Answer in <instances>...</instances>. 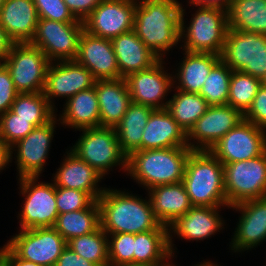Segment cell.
Listing matches in <instances>:
<instances>
[{
	"mask_svg": "<svg viewBox=\"0 0 266 266\" xmlns=\"http://www.w3.org/2000/svg\"><path fill=\"white\" fill-rule=\"evenodd\" d=\"M75 61L86 67L96 80L121 78L111 39L83 31Z\"/></svg>",
	"mask_w": 266,
	"mask_h": 266,
	"instance_id": "ffe728a7",
	"label": "cell"
},
{
	"mask_svg": "<svg viewBox=\"0 0 266 266\" xmlns=\"http://www.w3.org/2000/svg\"><path fill=\"white\" fill-rule=\"evenodd\" d=\"M95 201L87 192L56 187V203L59 215L89 208Z\"/></svg>",
	"mask_w": 266,
	"mask_h": 266,
	"instance_id": "60d3db41",
	"label": "cell"
},
{
	"mask_svg": "<svg viewBox=\"0 0 266 266\" xmlns=\"http://www.w3.org/2000/svg\"><path fill=\"white\" fill-rule=\"evenodd\" d=\"M242 120L244 115L230 105L209 106L187 133L188 147L193 151H209Z\"/></svg>",
	"mask_w": 266,
	"mask_h": 266,
	"instance_id": "2e32d148",
	"label": "cell"
},
{
	"mask_svg": "<svg viewBox=\"0 0 266 266\" xmlns=\"http://www.w3.org/2000/svg\"><path fill=\"white\" fill-rule=\"evenodd\" d=\"M107 235L109 266L133 265L134 234L117 233Z\"/></svg>",
	"mask_w": 266,
	"mask_h": 266,
	"instance_id": "ab89813d",
	"label": "cell"
},
{
	"mask_svg": "<svg viewBox=\"0 0 266 266\" xmlns=\"http://www.w3.org/2000/svg\"><path fill=\"white\" fill-rule=\"evenodd\" d=\"M192 151L188 146L135 151L127 158V175L146 190L182 182Z\"/></svg>",
	"mask_w": 266,
	"mask_h": 266,
	"instance_id": "3957f363",
	"label": "cell"
},
{
	"mask_svg": "<svg viewBox=\"0 0 266 266\" xmlns=\"http://www.w3.org/2000/svg\"><path fill=\"white\" fill-rule=\"evenodd\" d=\"M51 119H23L10 109L0 115V138L10 146L26 137L35 127L49 122Z\"/></svg>",
	"mask_w": 266,
	"mask_h": 266,
	"instance_id": "f35d334b",
	"label": "cell"
},
{
	"mask_svg": "<svg viewBox=\"0 0 266 266\" xmlns=\"http://www.w3.org/2000/svg\"><path fill=\"white\" fill-rule=\"evenodd\" d=\"M101 227L100 208L95 201L89 208L58 215L53 228L68 242Z\"/></svg>",
	"mask_w": 266,
	"mask_h": 266,
	"instance_id": "d6a6232c",
	"label": "cell"
},
{
	"mask_svg": "<svg viewBox=\"0 0 266 266\" xmlns=\"http://www.w3.org/2000/svg\"><path fill=\"white\" fill-rule=\"evenodd\" d=\"M11 146L0 138V172L12 162Z\"/></svg>",
	"mask_w": 266,
	"mask_h": 266,
	"instance_id": "681fc988",
	"label": "cell"
},
{
	"mask_svg": "<svg viewBox=\"0 0 266 266\" xmlns=\"http://www.w3.org/2000/svg\"><path fill=\"white\" fill-rule=\"evenodd\" d=\"M73 16L83 21L103 0H63Z\"/></svg>",
	"mask_w": 266,
	"mask_h": 266,
	"instance_id": "f6af8a7d",
	"label": "cell"
},
{
	"mask_svg": "<svg viewBox=\"0 0 266 266\" xmlns=\"http://www.w3.org/2000/svg\"><path fill=\"white\" fill-rule=\"evenodd\" d=\"M182 182L193 206L228 207L223 164L210 151L190 153Z\"/></svg>",
	"mask_w": 266,
	"mask_h": 266,
	"instance_id": "277c9868",
	"label": "cell"
},
{
	"mask_svg": "<svg viewBox=\"0 0 266 266\" xmlns=\"http://www.w3.org/2000/svg\"><path fill=\"white\" fill-rule=\"evenodd\" d=\"M262 84L266 86V76L262 79Z\"/></svg>",
	"mask_w": 266,
	"mask_h": 266,
	"instance_id": "db71d44e",
	"label": "cell"
},
{
	"mask_svg": "<svg viewBox=\"0 0 266 266\" xmlns=\"http://www.w3.org/2000/svg\"><path fill=\"white\" fill-rule=\"evenodd\" d=\"M10 110L23 119H52L56 115L43 92L19 93Z\"/></svg>",
	"mask_w": 266,
	"mask_h": 266,
	"instance_id": "74e56055",
	"label": "cell"
},
{
	"mask_svg": "<svg viewBox=\"0 0 266 266\" xmlns=\"http://www.w3.org/2000/svg\"><path fill=\"white\" fill-rule=\"evenodd\" d=\"M154 110L150 106L131 102L120 123L115 127L121 150L127 157L141 150L143 130Z\"/></svg>",
	"mask_w": 266,
	"mask_h": 266,
	"instance_id": "f546056e",
	"label": "cell"
},
{
	"mask_svg": "<svg viewBox=\"0 0 266 266\" xmlns=\"http://www.w3.org/2000/svg\"><path fill=\"white\" fill-rule=\"evenodd\" d=\"M220 58L232 71L262 80L266 76V35L228 29Z\"/></svg>",
	"mask_w": 266,
	"mask_h": 266,
	"instance_id": "52a82bcc",
	"label": "cell"
},
{
	"mask_svg": "<svg viewBox=\"0 0 266 266\" xmlns=\"http://www.w3.org/2000/svg\"><path fill=\"white\" fill-rule=\"evenodd\" d=\"M67 245L96 266H109L108 235L101 227L89 234L72 238Z\"/></svg>",
	"mask_w": 266,
	"mask_h": 266,
	"instance_id": "e575fe53",
	"label": "cell"
},
{
	"mask_svg": "<svg viewBox=\"0 0 266 266\" xmlns=\"http://www.w3.org/2000/svg\"><path fill=\"white\" fill-rule=\"evenodd\" d=\"M195 266H218V264L212 263L211 260H203V262L201 261V263L199 264H195ZM221 266V265H220Z\"/></svg>",
	"mask_w": 266,
	"mask_h": 266,
	"instance_id": "f5cc1de1",
	"label": "cell"
},
{
	"mask_svg": "<svg viewBox=\"0 0 266 266\" xmlns=\"http://www.w3.org/2000/svg\"><path fill=\"white\" fill-rule=\"evenodd\" d=\"M121 266H141V265H121Z\"/></svg>",
	"mask_w": 266,
	"mask_h": 266,
	"instance_id": "9f6ffc18",
	"label": "cell"
},
{
	"mask_svg": "<svg viewBox=\"0 0 266 266\" xmlns=\"http://www.w3.org/2000/svg\"><path fill=\"white\" fill-rule=\"evenodd\" d=\"M56 118L57 115L46 124L35 127L26 137L11 146L12 159L16 157L18 178L40 177L43 173L58 121Z\"/></svg>",
	"mask_w": 266,
	"mask_h": 266,
	"instance_id": "5bb4252c",
	"label": "cell"
},
{
	"mask_svg": "<svg viewBox=\"0 0 266 266\" xmlns=\"http://www.w3.org/2000/svg\"><path fill=\"white\" fill-rule=\"evenodd\" d=\"M232 0H189L190 5L218 7L224 10H228Z\"/></svg>",
	"mask_w": 266,
	"mask_h": 266,
	"instance_id": "f907efd6",
	"label": "cell"
},
{
	"mask_svg": "<svg viewBox=\"0 0 266 266\" xmlns=\"http://www.w3.org/2000/svg\"><path fill=\"white\" fill-rule=\"evenodd\" d=\"M261 85V79L242 71H232L227 105L239 110L244 115L252 105Z\"/></svg>",
	"mask_w": 266,
	"mask_h": 266,
	"instance_id": "8d00e7d4",
	"label": "cell"
},
{
	"mask_svg": "<svg viewBox=\"0 0 266 266\" xmlns=\"http://www.w3.org/2000/svg\"><path fill=\"white\" fill-rule=\"evenodd\" d=\"M228 209L240 202L266 197V150L246 161L223 164Z\"/></svg>",
	"mask_w": 266,
	"mask_h": 266,
	"instance_id": "ba28073f",
	"label": "cell"
},
{
	"mask_svg": "<svg viewBox=\"0 0 266 266\" xmlns=\"http://www.w3.org/2000/svg\"><path fill=\"white\" fill-rule=\"evenodd\" d=\"M5 0H0V10Z\"/></svg>",
	"mask_w": 266,
	"mask_h": 266,
	"instance_id": "11a10c76",
	"label": "cell"
},
{
	"mask_svg": "<svg viewBox=\"0 0 266 266\" xmlns=\"http://www.w3.org/2000/svg\"><path fill=\"white\" fill-rule=\"evenodd\" d=\"M95 92L100 109V126L115 128L131 103L125 78L96 80Z\"/></svg>",
	"mask_w": 266,
	"mask_h": 266,
	"instance_id": "d4e9b609",
	"label": "cell"
},
{
	"mask_svg": "<svg viewBox=\"0 0 266 266\" xmlns=\"http://www.w3.org/2000/svg\"><path fill=\"white\" fill-rule=\"evenodd\" d=\"M83 31V21L59 22L39 18L29 43L41 49L51 62L75 60Z\"/></svg>",
	"mask_w": 266,
	"mask_h": 266,
	"instance_id": "8fae6325",
	"label": "cell"
},
{
	"mask_svg": "<svg viewBox=\"0 0 266 266\" xmlns=\"http://www.w3.org/2000/svg\"><path fill=\"white\" fill-rule=\"evenodd\" d=\"M163 60L160 59L147 70L125 77L131 102L150 106L153 109H166L168 101L164 102V99L173 88V75L164 70Z\"/></svg>",
	"mask_w": 266,
	"mask_h": 266,
	"instance_id": "ac0fdd59",
	"label": "cell"
},
{
	"mask_svg": "<svg viewBox=\"0 0 266 266\" xmlns=\"http://www.w3.org/2000/svg\"><path fill=\"white\" fill-rule=\"evenodd\" d=\"M198 9L187 27L181 4L180 39L183 50L192 53L221 55L228 31L227 11L218 7L194 5Z\"/></svg>",
	"mask_w": 266,
	"mask_h": 266,
	"instance_id": "5b68a950",
	"label": "cell"
},
{
	"mask_svg": "<svg viewBox=\"0 0 266 266\" xmlns=\"http://www.w3.org/2000/svg\"><path fill=\"white\" fill-rule=\"evenodd\" d=\"M221 207L193 206L185 215L180 217L169 227V248L172 254L175 253L173 248V236L177 238L199 241L210 238L216 232L224 229L225 221L219 214ZM223 228V229H222ZM173 230V231H172Z\"/></svg>",
	"mask_w": 266,
	"mask_h": 266,
	"instance_id": "44dd1931",
	"label": "cell"
},
{
	"mask_svg": "<svg viewBox=\"0 0 266 266\" xmlns=\"http://www.w3.org/2000/svg\"><path fill=\"white\" fill-rule=\"evenodd\" d=\"M38 20L33 0H5L0 10V25L15 43L30 42Z\"/></svg>",
	"mask_w": 266,
	"mask_h": 266,
	"instance_id": "484cf974",
	"label": "cell"
},
{
	"mask_svg": "<svg viewBox=\"0 0 266 266\" xmlns=\"http://www.w3.org/2000/svg\"><path fill=\"white\" fill-rule=\"evenodd\" d=\"M55 266H96L82 256L77 255L68 245L56 261Z\"/></svg>",
	"mask_w": 266,
	"mask_h": 266,
	"instance_id": "bcb514c9",
	"label": "cell"
},
{
	"mask_svg": "<svg viewBox=\"0 0 266 266\" xmlns=\"http://www.w3.org/2000/svg\"><path fill=\"white\" fill-rule=\"evenodd\" d=\"M96 78L75 60L51 62L47 71L43 95L55 110L54 98L70 99L82 90L95 86ZM53 100V101H52Z\"/></svg>",
	"mask_w": 266,
	"mask_h": 266,
	"instance_id": "e0dca14e",
	"label": "cell"
},
{
	"mask_svg": "<svg viewBox=\"0 0 266 266\" xmlns=\"http://www.w3.org/2000/svg\"><path fill=\"white\" fill-rule=\"evenodd\" d=\"M101 228L107 234H138L150 230H169L156 219L150 198L107 188L97 200Z\"/></svg>",
	"mask_w": 266,
	"mask_h": 266,
	"instance_id": "6da1fadb",
	"label": "cell"
},
{
	"mask_svg": "<svg viewBox=\"0 0 266 266\" xmlns=\"http://www.w3.org/2000/svg\"><path fill=\"white\" fill-rule=\"evenodd\" d=\"M188 146L187 134L166 109H155L143 130L141 150Z\"/></svg>",
	"mask_w": 266,
	"mask_h": 266,
	"instance_id": "603a6c76",
	"label": "cell"
},
{
	"mask_svg": "<svg viewBox=\"0 0 266 266\" xmlns=\"http://www.w3.org/2000/svg\"><path fill=\"white\" fill-rule=\"evenodd\" d=\"M180 12L178 0L136 1L133 31L160 59L181 42Z\"/></svg>",
	"mask_w": 266,
	"mask_h": 266,
	"instance_id": "7a4b0ae2",
	"label": "cell"
},
{
	"mask_svg": "<svg viewBox=\"0 0 266 266\" xmlns=\"http://www.w3.org/2000/svg\"><path fill=\"white\" fill-rule=\"evenodd\" d=\"M39 18L59 22H81L69 11L63 0H33Z\"/></svg>",
	"mask_w": 266,
	"mask_h": 266,
	"instance_id": "b9f144b4",
	"label": "cell"
},
{
	"mask_svg": "<svg viewBox=\"0 0 266 266\" xmlns=\"http://www.w3.org/2000/svg\"><path fill=\"white\" fill-rule=\"evenodd\" d=\"M58 121L75 130L100 126V109L95 86L66 100Z\"/></svg>",
	"mask_w": 266,
	"mask_h": 266,
	"instance_id": "f1b7e54d",
	"label": "cell"
},
{
	"mask_svg": "<svg viewBox=\"0 0 266 266\" xmlns=\"http://www.w3.org/2000/svg\"><path fill=\"white\" fill-rule=\"evenodd\" d=\"M18 94L11 79L10 72L0 62V115L11 108Z\"/></svg>",
	"mask_w": 266,
	"mask_h": 266,
	"instance_id": "ee69618b",
	"label": "cell"
},
{
	"mask_svg": "<svg viewBox=\"0 0 266 266\" xmlns=\"http://www.w3.org/2000/svg\"><path fill=\"white\" fill-rule=\"evenodd\" d=\"M240 212L232 241L233 252L251 250L266 240V197L247 200L231 206Z\"/></svg>",
	"mask_w": 266,
	"mask_h": 266,
	"instance_id": "d6986e66",
	"label": "cell"
},
{
	"mask_svg": "<svg viewBox=\"0 0 266 266\" xmlns=\"http://www.w3.org/2000/svg\"><path fill=\"white\" fill-rule=\"evenodd\" d=\"M8 69L18 93L43 92L51 61L29 42L14 43L2 62Z\"/></svg>",
	"mask_w": 266,
	"mask_h": 266,
	"instance_id": "9c48e42d",
	"label": "cell"
},
{
	"mask_svg": "<svg viewBox=\"0 0 266 266\" xmlns=\"http://www.w3.org/2000/svg\"><path fill=\"white\" fill-rule=\"evenodd\" d=\"M15 42L7 35L5 29L0 25V62H3Z\"/></svg>",
	"mask_w": 266,
	"mask_h": 266,
	"instance_id": "c3c4849f",
	"label": "cell"
},
{
	"mask_svg": "<svg viewBox=\"0 0 266 266\" xmlns=\"http://www.w3.org/2000/svg\"><path fill=\"white\" fill-rule=\"evenodd\" d=\"M183 54L182 63H179L180 66L175 71L177 73L175 76L173 74V89L199 93L211 69L221 60L220 55L187 51Z\"/></svg>",
	"mask_w": 266,
	"mask_h": 266,
	"instance_id": "83f0119b",
	"label": "cell"
},
{
	"mask_svg": "<svg viewBox=\"0 0 266 266\" xmlns=\"http://www.w3.org/2000/svg\"><path fill=\"white\" fill-rule=\"evenodd\" d=\"M266 150V131L242 120L229 130L209 151L222 164L246 161Z\"/></svg>",
	"mask_w": 266,
	"mask_h": 266,
	"instance_id": "4fadbf2b",
	"label": "cell"
},
{
	"mask_svg": "<svg viewBox=\"0 0 266 266\" xmlns=\"http://www.w3.org/2000/svg\"><path fill=\"white\" fill-rule=\"evenodd\" d=\"M79 131H82L80 138L70 150L82 161L103 177L116 166L127 172L128 157L121 150L115 128L98 126Z\"/></svg>",
	"mask_w": 266,
	"mask_h": 266,
	"instance_id": "8992f818",
	"label": "cell"
},
{
	"mask_svg": "<svg viewBox=\"0 0 266 266\" xmlns=\"http://www.w3.org/2000/svg\"><path fill=\"white\" fill-rule=\"evenodd\" d=\"M39 177L19 178L20 193L24 197L20 230L53 227L59 215L54 183L38 182ZM37 181V182H36Z\"/></svg>",
	"mask_w": 266,
	"mask_h": 266,
	"instance_id": "30bf717a",
	"label": "cell"
},
{
	"mask_svg": "<svg viewBox=\"0 0 266 266\" xmlns=\"http://www.w3.org/2000/svg\"><path fill=\"white\" fill-rule=\"evenodd\" d=\"M227 19L228 29L266 35V0H232Z\"/></svg>",
	"mask_w": 266,
	"mask_h": 266,
	"instance_id": "4dcf8cb0",
	"label": "cell"
},
{
	"mask_svg": "<svg viewBox=\"0 0 266 266\" xmlns=\"http://www.w3.org/2000/svg\"><path fill=\"white\" fill-rule=\"evenodd\" d=\"M232 69L220 60L210 71L199 94L209 106L227 105Z\"/></svg>",
	"mask_w": 266,
	"mask_h": 266,
	"instance_id": "d590c367",
	"label": "cell"
},
{
	"mask_svg": "<svg viewBox=\"0 0 266 266\" xmlns=\"http://www.w3.org/2000/svg\"><path fill=\"white\" fill-rule=\"evenodd\" d=\"M19 258L40 266H55L67 241L53 228L20 230L5 243Z\"/></svg>",
	"mask_w": 266,
	"mask_h": 266,
	"instance_id": "7c38bea8",
	"label": "cell"
},
{
	"mask_svg": "<svg viewBox=\"0 0 266 266\" xmlns=\"http://www.w3.org/2000/svg\"><path fill=\"white\" fill-rule=\"evenodd\" d=\"M66 153L52 180L55 187L81 190L89 193L97 201L106 189L98 185L103 176L71 150Z\"/></svg>",
	"mask_w": 266,
	"mask_h": 266,
	"instance_id": "7402d4cb",
	"label": "cell"
},
{
	"mask_svg": "<svg viewBox=\"0 0 266 266\" xmlns=\"http://www.w3.org/2000/svg\"><path fill=\"white\" fill-rule=\"evenodd\" d=\"M170 253L169 230L134 234L133 265L157 266Z\"/></svg>",
	"mask_w": 266,
	"mask_h": 266,
	"instance_id": "1f68e13d",
	"label": "cell"
},
{
	"mask_svg": "<svg viewBox=\"0 0 266 266\" xmlns=\"http://www.w3.org/2000/svg\"><path fill=\"white\" fill-rule=\"evenodd\" d=\"M174 255L175 254L170 253V255L167 256L163 261H161L157 266H176L175 264L172 263L173 260H171L174 257Z\"/></svg>",
	"mask_w": 266,
	"mask_h": 266,
	"instance_id": "816d5d0a",
	"label": "cell"
},
{
	"mask_svg": "<svg viewBox=\"0 0 266 266\" xmlns=\"http://www.w3.org/2000/svg\"><path fill=\"white\" fill-rule=\"evenodd\" d=\"M171 97L166 110L187 134L195 122L205 114L209 105L199 93L184 92L176 88Z\"/></svg>",
	"mask_w": 266,
	"mask_h": 266,
	"instance_id": "836d02e7",
	"label": "cell"
},
{
	"mask_svg": "<svg viewBox=\"0 0 266 266\" xmlns=\"http://www.w3.org/2000/svg\"><path fill=\"white\" fill-rule=\"evenodd\" d=\"M111 43L121 78L147 70L160 60L133 30L111 39Z\"/></svg>",
	"mask_w": 266,
	"mask_h": 266,
	"instance_id": "4316f807",
	"label": "cell"
},
{
	"mask_svg": "<svg viewBox=\"0 0 266 266\" xmlns=\"http://www.w3.org/2000/svg\"><path fill=\"white\" fill-rule=\"evenodd\" d=\"M147 196L156 219L168 228L193 207L183 182L155 186Z\"/></svg>",
	"mask_w": 266,
	"mask_h": 266,
	"instance_id": "cb8c5ba5",
	"label": "cell"
},
{
	"mask_svg": "<svg viewBox=\"0 0 266 266\" xmlns=\"http://www.w3.org/2000/svg\"><path fill=\"white\" fill-rule=\"evenodd\" d=\"M136 0H103L84 20V31L113 39L134 28Z\"/></svg>",
	"mask_w": 266,
	"mask_h": 266,
	"instance_id": "9a60e30c",
	"label": "cell"
},
{
	"mask_svg": "<svg viewBox=\"0 0 266 266\" xmlns=\"http://www.w3.org/2000/svg\"><path fill=\"white\" fill-rule=\"evenodd\" d=\"M0 261L4 266H40L19 258L6 244L0 248Z\"/></svg>",
	"mask_w": 266,
	"mask_h": 266,
	"instance_id": "7dc6e473",
	"label": "cell"
},
{
	"mask_svg": "<svg viewBox=\"0 0 266 266\" xmlns=\"http://www.w3.org/2000/svg\"><path fill=\"white\" fill-rule=\"evenodd\" d=\"M244 120L266 131V86H260L253 103L244 114Z\"/></svg>",
	"mask_w": 266,
	"mask_h": 266,
	"instance_id": "7bdbcfd3",
	"label": "cell"
}]
</instances>
